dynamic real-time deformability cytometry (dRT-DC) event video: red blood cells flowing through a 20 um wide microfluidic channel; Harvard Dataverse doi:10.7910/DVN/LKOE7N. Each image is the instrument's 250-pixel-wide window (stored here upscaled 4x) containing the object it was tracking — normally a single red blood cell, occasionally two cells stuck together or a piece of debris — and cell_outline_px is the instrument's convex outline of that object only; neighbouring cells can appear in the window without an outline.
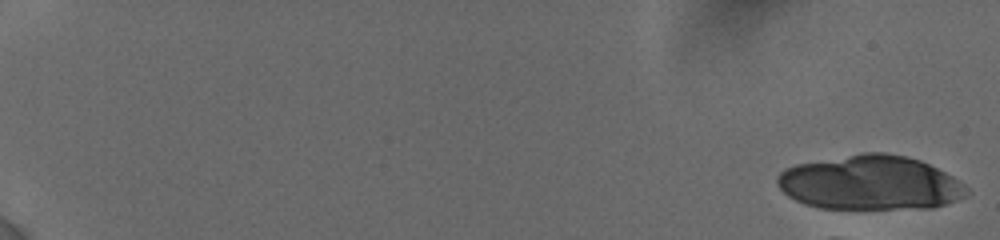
{"species": "human", "species_latin": "Homo sapiens", "temperature_condition": "cold", "stored_images_in_passage": 7, "camera_frame_rate_fps": 3000, "um_per_image_px": 0.085, "donor": {"sex": "female"}, "frame": {"image": 1, "passage_image": 1, "time_ms": 0.0, "image_size_px": [1000, 240], "cell_outline_px": [[968, 192], [964, 196], [944, 204], [932, 208], [820, 208], [804, 204], [788, 196], [776, 184], [776, 176], [784, 168], [796, 164], [860, 152], [884, 152], [908, 156], [920, 160], [952, 176], [964, 184], [968, 188]], "centroid_in_image_um": [73.92, 15.52], "position_along_channel_um": 11.1, "area_um2": 60.11}}